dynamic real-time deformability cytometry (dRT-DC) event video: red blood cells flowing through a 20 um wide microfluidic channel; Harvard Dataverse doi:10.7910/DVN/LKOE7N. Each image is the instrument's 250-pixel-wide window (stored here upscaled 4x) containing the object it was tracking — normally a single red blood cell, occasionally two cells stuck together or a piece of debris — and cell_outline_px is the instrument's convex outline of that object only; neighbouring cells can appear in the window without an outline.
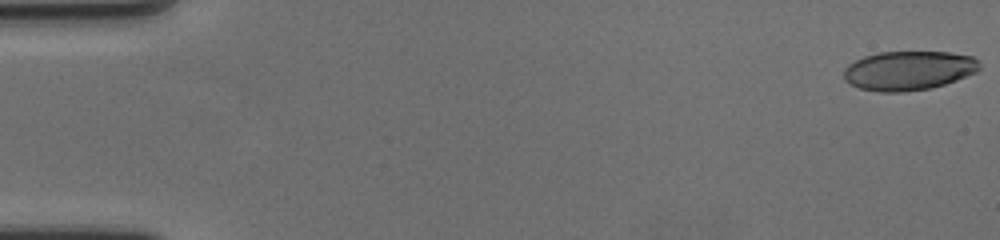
{"species": "human", "species_latin": "Homo sapiens", "temperature_condition": "cold", "stored_images_in_passage": 59, "camera_frame_rate_fps": 3000, "um_per_image_px": 0.085, "donor": {"sex": "female"}, "frame": {"image": 1, "passage_image": 1, "time_ms": 0.0, "image_size_px": [1000, 240], "cell_outline_px": [[980, 68], [976, 72], [956, 80], [932, 88], [904, 92], [880, 92], [860, 88], [844, 80], [844, 68], [848, 64], [864, 56], [880, 52], [948, 52], [972, 56], [980, 60]], "centroid_in_image_um": [77.24, 5.99], "position_along_channel_um": 7.8, "area_um2": 31.1}}
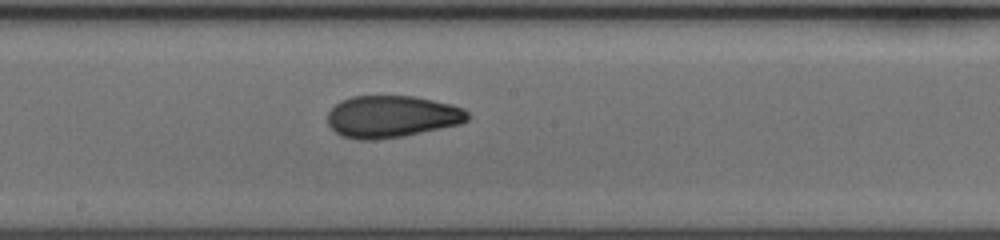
{"frame": {"image": 2, "passage_image": 33, "time_ms": 10.667, "image_size_px": [1000, 240], "cell_outline_px": [[468, 120], [460, 124], [404, 136], [376, 140], [360, 140], [340, 136], [328, 124], [328, 112], [340, 100], [352, 96], [412, 96], [452, 104], [464, 108], [468, 112]], "centroid_in_image_um": [33.29, 9.91], "position_along_channel_um": 214.9, "area_um2": 34.39}}
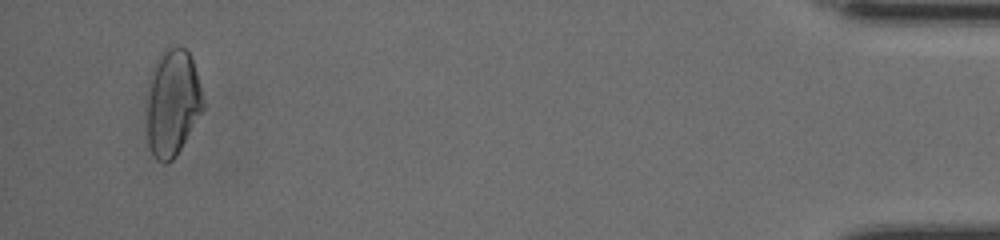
{"frame": {"image": 3, "passage_image": 57, "time_ms": 18.667, "image_size_px": [1000, 240], "cell_outline_px": [[204, 108], [176, 156], [172, 160], [164, 164], [156, 160], [152, 156], [148, 144], [148, 80], [152, 64], [160, 52], [168, 44], [180, 44], [192, 56], [204, 104]], "centroid_in_image_um": [14.64, 8.66], "position_along_channel_um": 420.6, "area_um2": 35.6}, "authors_computed_cell_mechanics": {"area_um2": 33.7552, "velocity_mm_per_s": 3.5453, "shape_relaxation_time_tau1_ms": 8.4879, "shape_relaxation_time_tau2_ms": 2.214, "deformation_change_tau1": 0.208, "deformation_change_tau2": 0.0717}}